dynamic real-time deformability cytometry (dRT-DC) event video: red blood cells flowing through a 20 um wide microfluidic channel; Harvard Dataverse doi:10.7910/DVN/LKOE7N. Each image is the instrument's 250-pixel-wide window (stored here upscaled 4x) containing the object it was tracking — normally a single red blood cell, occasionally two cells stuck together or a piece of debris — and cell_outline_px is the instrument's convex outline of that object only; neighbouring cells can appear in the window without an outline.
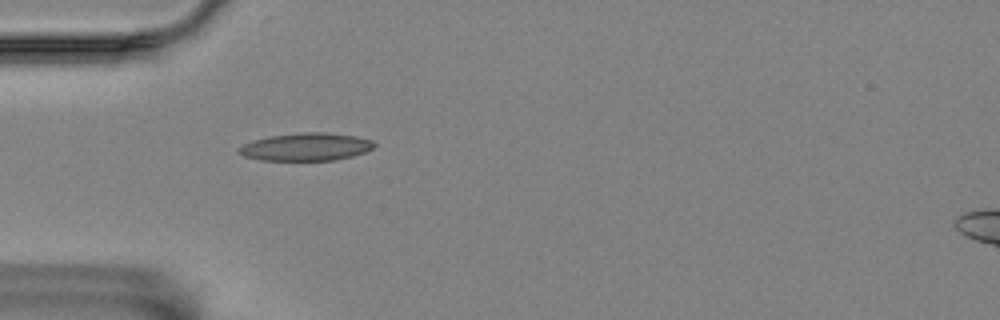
{"species": "Egyptian fruit bat (a non-hibernating species)", "species_latin": "Rousettus aegyptiacus", "temperature_condition": "room temperature", "stored_images_in_passage": 1, "camera_frame_rate_fps": 3000, "um_per_image_px": 0.085, "animal": {"sex": "female"}, "frame": {"image": 1, "passage_image": 1, "time_ms": 0.0, "image_size_px": [1000, 320], "cell_outline_px": [[376, 144], [372, 148], [364, 152], [352, 156], [336, 160], [260, 160], [244, 156], [236, 152], [236, 148], [252, 140], [268, 136], [300, 132], [328, 132], [356, 136], [372, 140]], "centroid_in_image_um": [25.98, 12.47], "position_along_channel_um": 59.0, "area_um2": 22.08}}